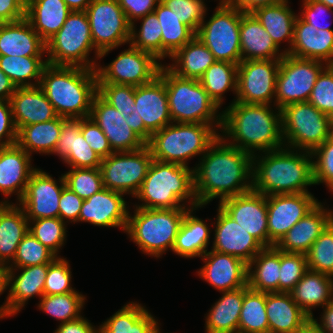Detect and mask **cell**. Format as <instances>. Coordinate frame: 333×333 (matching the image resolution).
Returning <instances> with one entry per match:
<instances>
[{
	"instance_id": "cell-1",
	"label": "cell",
	"mask_w": 333,
	"mask_h": 333,
	"mask_svg": "<svg viewBox=\"0 0 333 333\" xmlns=\"http://www.w3.org/2000/svg\"><path fill=\"white\" fill-rule=\"evenodd\" d=\"M193 168L194 193L199 206L215 198L220 202L252 190L253 155L225 142L220 136Z\"/></svg>"
},
{
	"instance_id": "cell-2",
	"label": "cell",
	"mask_w": 333,
	"mask_h": 333,
	"mask_svg": "<svg viewBox=\"0 0 333 333\" xmlns=\"http://www.w3.org/2000/svg\"><path fill=\"white\" fill-rule=\"evenodd\" d=\"M219 131L222 133L219 136L225 142L252 155L257 151L266 152L285 147L281 109L275 107L274 112L268 104L231 103L222 111Z\"/></svg>"
},
{
	"instance_id": "cell-3",
	"label": "cell",
	"mask_w": 333,
	"mask_h": 333,
	"mask_svg": "<svg viewBox=\"0 0 333 333\" xmlns=\"http://www.w3.org/2000/svg\"><path fill=\"white\" fill-rule=\"evenodd\" d=\"M261 153L253 155L254 192L265 196L310 193L308 186L315 185L311 152L283 147Z\"/></svg>"
},
{
	"instance_id": "cell-4",
	"label": "cell",
	"mask_w": 333,
	"mask_h": 333,
	"mask_svg": "<svg viewBox=\"0 0 333 333\" xmlns=\"http://www.w3.org/2000/svg\"><path fill=\"white\" fill-rule=\"evenodd\" d=\"M39 86L58 116L87 118L97 94V74L95 69L47 64Z\"/></svg>"
},
{
	"instance_id": "cell-5",
	"label": "cell",
	"mask_w": 333,
	"mask_h": 333,
	"mask_svg": "<svg viewBox=\"0 0 333 333\" xmlns=\"http://www.w3.org/2000/svg\"><path fill=\"white\" fill-rule=\"evenodd\" d=\"M134 197L142 202L140 205L135 204L138 208L174 209L199 206L194 193L193 168L153 160ZM187 202L189 207L185 206Z\"/></svg>"
},
{
	"instance_id": "cell-6",
	"label": "cell",
	"mask_w": 333,
	"mask_h": 333,
	"mask_svg": "<svg viewBox=\"0 0 333 333\" xmlns=\"http://www.w3.org/2000/svg\"><path fill=\"white\" fill-rule=\"evenodd\" d=\"M163 78L172 122L210 124L221 129L222 112L210 98L198 79L181 78L165 64L159 70Z\"/></svg>"
},
{
	"instance_id": "cell-7",
	"label": "cell",
	"mask_w": 333,
	"mask_h": 333,
	"mask_svg": "<svg viewBox=\"0 0 333 333\" xmlns=\"http://www.w3.org/2000/svg\"><path fill=\"white\" fill-rule=\"evenodd\" d=\"M219 133L210 124L172 122L153 133L146 145L153 160L188 166L187 161L202 156Z\"/></svg>"
},
{
	"instance_id": "cell-8",
	"label": "cell",
	"mask_w": 333,
	"mask_h": 333,
	"mask_svg": "<svg viewBox=\"0 0 333 333\" xmlns=\"http://www.w3.org/2000/svg\"><path fill=\"white\" fill-rule=\"evenodd\" d=\"M128 213L126 234L143 253L159 258L172 251L185 212L189 208L147 209L134 207Z\"/></svg>"
},
{
	"instance_id": "cell-9",
	"label": "cell",
	"mask_w": 333,
	"mask_h": 333,
	"mask_svg": "<svg viewBox=\"0 0 333 333\" xmlns=\"http://www.w3.org/2000/svg\"><path fill=\"white\" fill-rule=\"evenodd\" d=\"M95 50L96 59L89 60ZM47 64L95 69L100 53L95 49L85 11H72L61 29L46 42Z\"/></svg>"
},
{
	"instance_id": "cell-10",
	"label": "cell",
	"mask_w": 333,
	"mask_h": 333,
	"mask_svg": "<svg viewBox=\"0 0 333 333\" xmlns=\"http://www.w3.org/2000/svg\"><path fill=\"white\" fill-rule=\"evenodd\" d=\"M285 147L312 152L333 134V119L309 102L288 104L281 109Z\"/></svg>"
},
{
	"instance_id": "cell-11",
	"label": "cell",
	"mask_w": 333,
	"mask_h": 333,
	"mask_svg": "<svg viewBox=\"0 0 333 333\" xmlns=\"http://www.w3.org/2000/svg\"><path fill=\"white\" fill-rule=\"evenodd\" d=\"M242 12L217 6L209 20L200 24L196 37L211 51L216 61L241 62L240 22Z\"/></svg>"
},
{
	"instance_id": "cell-12",
	"label": "cell",
	"mask_w": 333,
	"mask_h": 333,
	"mask_svg": "<svg viewBox=\"0 0 333 333\" xmlns=\"http://www.w3.org/2000/svg\"><path fill=\"white\" fill-rule=\"evenodd\" d=\"M85 12L100 59L113 49L130 42L131 23L117 0H92Z\"/></svg>"
},
{
	"instance_id": "cell-13",
	"label": "cell",
	"mask_w": 333,
	"mask_h": 333,
	"mask_svg": "<svg viewBox=\"0 0 333 333\" xmlns=\"http://www.w3.org/2000/svg\"><path fill=\"white\" fill-rule=\"evenodd\" d=\"M324 65V66H323ZM325 62L285 54L280 59L276 78L274 106L282 109L288 104L307 102Z\"/></svg>"
},
{
	"instance_id": "cell-14",
	"label": "cell",
	"mask_w": 333,
	"mask_h": 333,
	"mask_svg": "<svg viewBox=\"0 0 333 333\" xmlns=\"http://www.w3.org/2000/svg\"><path fill=\"white\" fill-rule=\"evenodd\" d=\"M153 161L148 146L135 151L114 152L102 158L100 171L106 189L131 195L138 193Z\"/></svg>"
},
{
	"instance_id": "cell-15",
	"label": "cell",
	"mask_w": 333,
	"mask_h": 333,
	"mask_svg": "<svg viewBox=\"0 0 333 333\" xmlns=\"http://www.w3.org/2000/svg\"><path fill=\"white\" fill-rule=\"evenodd\" d=\"M152 54L129 48L121 52L107 66L97 65V83L141 86L151 82L159 74L162 63Z\"/></svg>"
},
{
	"instance_id": "cell-16",
	"label": "cell",
	"mask_w": 333,
	"mask_h": 333,
	"mask_svg": "<svg viewBox=\"0 0 333 333\" xmlns=\"http://www.w3.org/2000/svg\"><path fill=\"white\" fill-rule=\"evenodd\" d=\"M279 66L280 59L241 61L237 71L236 99L232 103L272 105Z\"/></svg>"
},
{
	"instance_id": "cell-17",
	"label": "cell",
	"mask_w": 333,
	"mask_h": 333,
	"mask_svg": "<svg viewBox=\"0 0 333 333\" xmlns=\"http://www.w3.org/2000/svg\"><path fill=\"white\" fill-rule=\"evenodd\" d=\"M266 200L268 247L275 246L319 203L312 193L275 194L266 196Z\"/></svg>"
},
{
	"instance_id": "cell-18",
	"label": "cell",
	"mask_w": 333,
	"mask_h": 333,
	"mask_svg": "<svg viewBox=\"0 0 333 333\" xmlns=\"http://www.w3.org/2000/svg\"><path fill=\"white\" fill-rule=\"evenodd\" d=\"M58 181L42 169L36 168L32 172L19 201L28 221L59 218V201L66 186L63 174Z\"/></svg>"
},
{
	"instance_id": "cell-19",
	"label": "cell",
	"mask_w": 333,
	"mask_h": 333,
	"mask_svg": "<svg viewBox=\"0 0 333 333\" xmlns=\"http://www.w3.org/2000/svg\"><path fill=\"white\" fill-rule=\"evenodd\" d=\"M219 206L255 238L268 248V218L266 196L251 190L219 202Z\"/></svg>"
},
{
	"instance_id": "cell-20",
	"label": "cell",
	"mask_w": 333,
	"mask_h": 333,
	"mask_svg": "<svg viewBox=\"0 0 333 333\" xmlns=\"http://www.w3.org/2000/svg\"><path fill=\"white\" fill-rule=\"evenodd\" d=\"M108 138L113 152L135 151L146 143L127 125L123 115L98 94L93 98L89 116Z\"/></svg>"
},
{
	"instance_id": "cell-21",
	"label": "cell",
	"mask_w": 333,
	"mask_h": 333,
	"mask_svg": "<svg viewBox=\"0 0 333 333\" xmlns=\"http://www.w3.org/2000/svg\"><path fill=\"white\" fill-rule=\"evenodd\" d=\"M123 195L125 194L103 188L83 200L79 222H88L100 227H119L125 233L129 206Z\"/></svg>"
},
{
	"instance_id": "cell-22",
	"label": "cell",
	"mask_w": 333,
	"mask_h": 333,
	"mask_svg": "<svg viewBox=\"0 0 333 333\" xmlns=\"http://www.w3.org/2000/svg\"><path fill=\"white\" fill-rule=\"evenodd\" d=\"M201 259L205 264L197 274L219 292L247 286L248 264L243 260L214 250L207 251Z\"/></svg>"
},
{
	"instance_id": "cell-23",
	"label": "cell",
	"mask_w": 333,
	"mask_h": 333,
	"mask_svg": "<svg viewBox=\"0 0 333 333\" xmlns=\"http://www.w3.org/2000/svg\"><path fill=\"white\" fill-rule=\"evenodd\" d=\"M211 250L237 257L249 264L264 247L219 205Z\"/></svg>"
},
{
	"instance_id": "cell-24",
	"label": "cell",
	"mask_w": 333,
	"mask_h": 333,
	"mask_svg": "<svg viewBox=\"0 0 333 333\" xmlns=\"http://www.w3.org/2000/svg\"><path fill=\"white\" fill-rule=\"evenodd\" d=\"M134 104L133 113H139L151 134L172 123L166 86L159 74L151 82L135 87Z\"/></svg>"
},
{
	"instance_id": "cell-25",
	"label": "cell",
	"mask_w": 333,
	"mask_h": 333,
	"mask_svg": "<svg viewBox=\"0 0 333 333\" xmlns=\"http://www.w3.org/2000/svg\"><path fill=\"white\" fill-rule=\"evenodd\" d=\"M332 221L333 211L319 202L283 236L275 247L285 253L306 254Z\"/></svg>"
},
{
	"instance_id": "cell-26",
	"label": "cell",
	"mask_w": 333,
	"mask_h": 333,
	"mask_svg": "<svg viewBox=\"0 0 333 333\" xmlns=\"http://www.w3.org/2000/svg\"><path fill=\"white\" fill-rule=\"evenodd\" d=\"M53 154L71 168H100L101 157L89 146L81 133V119L67 118L62 123Z\"/></svg>"
},
{
	"instance_id": "cell-27",
	"label": "cell",
	"mask_w": 333,
	"mask_h": 333,
	"mask_svg": "<svg viewBox=\"0 0 333 333\" xmlns=\"http://www.w3.org/2000/svg\"><path fill=\"white\" fill-rule=\"evenodd\" d=\"M9 102L17 131L23 126L42 123L58 117L53 105L39 85L17 87Z\"/></svg>"
},
{
	"instance_id": "cell-28",
	"label": "cell",
	"mask_w": 333,
	"mask_h": 333,
	"mask_svg": "<svg viewBox=\"0 0 333 333\" xmlns=\"http://www.w3.org/2000/svg\"><path fill=\"white\" fill-rule=\"evenodd\" d=\"M269 333H301L311 325V318L292 299L290 292L266 293Z\"/></svg>"
},
{
	"instance_id": "cell-29",
	"label": "cell",
	"mask_w": 333,
	"mask_h": 333,
	"mask_svg": "<svg viewBox=\"0 0 333 333\" xmlns=\"http://www.w3.org/2000/svg\"><path fill=\"white\" fill-rule=\"evenodd\" d=\"M31 159L17 144L0 147V192L6 198L16 193L19 202L23 197L30 175L36 169Z\"/></svg>"
},
{
	"instance_id": "cell-30",
	"label": "cell",
	"mask_w": 333,
	"mask_h": 333,
	"mask_svg": "<svg viewBox=\"0 0 333 333\" xmlns=\"http://www.w3.org/2000/svg\"><path fill=\"white\" fill-rule=\"evenodd\" d=\"M49 263L8 269V302L16 315L32 297L44 295ZM16 271H21L18 275ZM17 275V276H16Z\"/></svg>"
},
{
	"instance_id": "cell-31",
	"label": "cell",
	"mask_w": 333,
	"mask_h": 333,
	"mask_svg": "<svg viewBox=\"0 0 333 333\" xmlns=\"http://www.w3.org/2000/svg\"><path fill=\"white\" fill-rule=\"evenodd\" d=\"M240 47L241 61L281 59L286 54L284 51H280L252 13L242 12Z\"/></svg>"
},
{
	"instance_id": "cell-32",
	"label": "cell",
	"mask_w": 333,
	"mask_h": 333,
	"mask_svg": "<svg viewBox=\"0 0 333 333\" xmlns=\"http://www.w3.org/2000/svg\"><path fill=\"white\" fill-rule=\"evenodd\" d=\"M45 53L46 43L26 18L0 23V55L43 56Z\"/></svg>"
},
{
	"instance_id": "cell-33",
	"label": "cell",
	"mask_w": 333,
	"mask_h": 333,
	"mask_svg": "<svg viewBox=\"0 0 333 333\" xmlns=\"http://www.w3.org/2000/svg\"><path fill=\"white\" fill-rule=\"evenodd\" d=\"M29 232V221L23 208L5 199L0 201V265L8 266L17 247Z\"/></svg>"
},
{
	"instance_id": "cell-34",
	"label": "cell",
	"mask_w": 333,
	"mask_h": 333,
	"mask_svg": "<svg viewBox=\"0 0 333 333\" xmlns=\"http://www.w3.org/2000/svg\"><path fill=\"white\" fill-rule=\"evenodd\" d=\"M71 12L64 0H26L25 18L45 43L61 29Z\"/></svg>"
},
{
	"instance_id": "cell-35",
	"label": "cell",
	"mask_w": 333,
	"mask_h": 333,
	"mask_svg": "<svg viewBox=\"0 0 333 333\" xmlns=\"http://www.w3.org/2000/svg\"><path fill=\"white\" fill-rule=\"evenodd\" d=\"M292 299L312 319V309L324 307L333 301V277L307 270L290 291Z\"/></svg>"
},
{
	"instance_id": "cell-36",
	"label": "cell",
	"mask_w": 333,
	"mask_h": 333,
	"mask_svg": "<svg viewBox=\"0 0 333 333\" xmlns=\"http://www.w3.org/2000/svg\"><path fill=\"white\" fill-rule=\"evenodd\" d=\"M158 320L142 304L129 302L98 328V333H157Z\"/></svg>"
},
{
	"instance_id": "cell-37",
	"label": "cell",
	"mask_w": 333,
	"mask_h": 333,
	"mask_svg": "<svg viewBox=\"0 0 333 333\" xmlns=\"http://www.w3.org/2000/svg\"><path fill=\"white\" fill-rule=\"evenodd\" d=\"M202 206L189 208L177 234L172 251L184 258H195L205 254L210 244V229L205 220L193 215Z\"/></svg>"
},
{
	"instance_id": "cell-38",
	"label": "cell",
	"mask_w": 333,
	"mask_h": 333,
	"mask_svg": "<svg viewBox=\"0 0 333 333\" xmlns=\"http://www.w3.org/2000/svg\"><path fill=\"white\" fill-rule=\"evenodd\" d=\"M222 297L210 308L205 316L206 333H238V324L244 287L220 292Z\"/></svg>"
},
{
	"instance_id": "cell-39",
	"label": "cell",
	"mask_w": 333,
	"mask_h": 333,
	"mask_svg": "<svg viewBox=\"0 0 333 333\" xmlns=\"http://www.w3.org/2000/svg\"><path fill=\"white\" fill-rule=\"evenodd\" d=\"M288 1L282 0L275 5L260 7L252 12L278 47L283 41H287L289 45L283 50L285 53L291 48L297 18Z\"/></svg>"
},
{
	"instance_id": "cell-40",
	"label": "cell",
	"mask_w": 333,
	"mask_h": 333,
	"mask_svg": "<svg viewBox=\"0 0 333 333\" xmlns=\"http://www.w3.org/2000/svg\"><path fill=\"white\" fill-rule=\"evenodd\" d=\"M166 67L181 78L198 79L216 60L211 51L195 36L171 57ZM174 61V62H173Z\"/></svg>"
},
{
	"instance_id": "cell-41",
	"label": "cell",
	"mask_w": 333,
	"mask_h": 333,
	"mask_svg": "<svg viewBox=\"0 0 333 333\" xmlns=\"http://www.w3.org/2000/svg\"><path fill=\"white\" fill-rule=\"evenodd\" d=\"M253 268V269H252ZM280 250L263 248L248 264L247 285L257 292H278Z\"/></svg>"
},
{
	"instance_id": "cell-42",
	"label": "cell",
	"mask_w": 333,
	"mask_h": 333,
	"mask_svg": "<svg viewBox=\"0 0 333 333\" xmlns=\"http://www.w3.org/2000/svg\"><path fill=\"white\" fill-rule=\"evenodd\" d=\"M66 119L58 116L53 120L23 126L17 131L16 144L31 157L32 152L53 154L59 140L62 123Z\"/></svg>"
},
{
	"instance_id": "cell-43",
	"label": "cell",
	"mask_w": 333,
	"mask_h": 333,
	"mask_svg": "<svg viewBox=\"0 0 333 333\" xmlns=\"http://www.w3.org/2000/svg\"><path fill=\"white\" fill-rule=\"evenodd\" d=\"M162 28V60L170 58L178 49L191 41L196 33L161 1L154 10Z\"/></svg>"
},
{
	"instance_id": "cell-44",
	"label": "cell",
	"mask_w": 333,
	"mask_h": 333,
	"mask_svg": "<svg viewBox=\"0 0 333 333\" xmlns=\"http://www.w3.org/2000/svg\"><path fill=\"white\" fill-rule=\"evenodd\" d=\"M43 56L0 55V69L16 87L37 86L40 84L47 60ZM35 81H31V80Z\"/></svg>"
},
{
	"instance_id": "cell-45",
	"label": "cell",
	"mask_w": 333,
	"mask_h": 333,
	"mask_svg": "<svg viewBox=\"0 0 333 333\" xmlns=\"http://www.w3.org/2000/svg\"><path fill=\"white\" fill-rule=\"evenodd\" d=\"M238 65L226 61H215L199 78L200 84L210 98L220 108L224 101V94L229 89L237 92Z\"/></svg>"
},
{
	"instance_id": "cell-46",
	"label": "cell",
	"mask_w": 333,
	"mask_h": 333,
	"mask_svg": "<svg viewBox=\"0 0 333 333\" xmlns=\"http://www.w3.org/2000/svg\"><path fill=\"white\" fill-rule=\"evenodd\" d=\"M238 333H269L266 314V292L244 286V300L240 312Z\"/></svg>"
},
{
	"instance_id": "cell-47",
	"label": "cell",
	"mask_w": 333,
	"mask_h": 333,
	"mask_svg": "<svg viewBox=\"0 0 333 333\" xmlns=\"http://www.w3.org/2000/svg\"><path fill=\"white\" fill-rule=\"evenodd\" d=\"M39 301L38 309L61 321L60 324L76 320L81 316L86 297L78 291L43 295Z\"/></svg>"
},
{
	"instance_id": "cell-48",
	"label": "cell",
	"mask_w": 333,
	"mask_h": 333,
	"mask_svg": "<svg viewBox=\"0 0 333 333\" xmlns=\"http://www.w3.org/2000/svg\"><path fill=\"white\" fill-rule=\"evenodd\" d=\"M141 26L137 31L135 22L131 24L129 44L139 50L152 54L162 60V28L154 12L141 17Z\"/></svg>"
},
{
	"instance_id": "cell-49",
	"label": "cell",
	"mask_w": 333,
	"mask_h": 333,
	"mask_svg": "<svg viewBox=\"0 0 333 333\" xmlns=\"http://www.w3.org/2000/svg\"><path fill=\"white\" fill-rule=\"evenodd\" d=\"M66 222L60 218H42L29 221V232L57 257L66 242ZM33 225V226H31Z\"/></svg>"
},
{
	"instance_id": "cell-50",
	"label": "cell",
	"mask_w": 333,
	"mask_h": 333,
	"mask_svg": "<svg viewBox=\"0 0 333 333\" xmlns=\"http://www.w3.org/2000/svg\"><path fill=\"white\" fill-rule=\"evenodd\" d=\"M308 269L333 277V221L306 253Z\"/></svg>"
},
{
	"instance_id": "cell-51",
	"label": "cell",
	"mask_w": 333,
	"mask_h": 333,
	"mask_svg": "<svg viewBox=\"0 0 333 333\" xmlns=\"http://www.w3.org/2000/svg\"><path fill=\"white\" fill-rule=\"evenodd\" d=\"M57 256L28 232L17 247L16 255L7 268H22L51 263Z\"/></svg>"
},
{
	"instance_id": "cell-52",
	"label": "cell",
	"mask_w": 333,
	"mask_h": 333,
	"mask_svg": "<svg viewBox=\"0 0 333 333\" xmlns=\"http://www.w3.org/2000/svg\"><path fill=\"white\" fill-rule=\"evenodd\" d=\"M70 169L63 174L65 185L83 200L104 188L100 168Z\"/></svg>"
},
{
	"instance_id": "cell-53",
	"label": "cell",
	"mask_w": 333,
	"mask_h": 333,
	"mask_svg": "<svg viewBox=\"0 0 333 333\" xmlns=\"http://www.w3.org/2000/svg\"><path fill=\"white\" fill-rule=\"evenodd\" d=\"M97 94L117 109L124 118L136 110L134 104L135 86L112 83H97Z\"/></svg>"
},
{
	"instance_id": "cell-54",
	"label": "cell",
	"mask_w": 333,
	"mask_h": 333,
	"mask_svg": "<svg viewBox=\"0 0 333 333\" xmlns=\"http://www.w3.org/2000/svg\"><path fill=\"white\" fill-rule=\"evenodd\" d=\"M308 270L306 254L280 251L278 292H290Z\"/></svg>"
},
{
	"instance_id": "cell-55",
	"label": "cell",
	"mask_w": 333,
	"mask_h": 333,
	"mask_svg": "<svg viewBox=\"0 0 333 333\" xmlns=\"http://www.w3.org/2000/svg\"><path fill=\"white\" fill-rule=\"evenodd\" d=\"M72 272L66 258L56 257L48 266L44 284V295H57L75 292L72 288Z\"/></svg>"
},
{
	"instance_id": "cell-56",
	"label": "cell",
	"mask_w": 333,
	"mask_h": 333,
	"mask_svg": "<svg viewBox=\"0 0 333 333\" xmlns=\"http://www.w3.org/2000/svg\"><path fill=\"white\" fill-rule=\"evenodd\" d=\"M307 102L333 119V65H327L318 75Z\"/></svg>"
},
{
	"instance_id": "cell-57",
	"label": "cell",
	"mask_w": 333,
	"mask_h": 333,
	"mask_svg": "<svg viewBox=\"0 0 333 333\" xmlns=\"http://www.w3.org/2000/svg\"><path fill=\"white\" fill-rule=\"evenodd\" d=\"M311 154L315 185L324 183L333 192V134Z\"/></svg>"
},
{
	"instance_id": "cell-58",
	"label": "cell",
	"mask_w": 333,
	"mask_h": 333,
	"mask_svg": "<svg viewBox=\"0 0 333 333\" xmlns=\"http://www.w3.org/2000/svg\"><path fill=\"white\" fill-rule=\"evenodd\" d=\"M161 2L195 33L198 32L208 11L202 0H161Z\"/></svg>"
},
{
	"instance_id": "cell-59",
	"label": "cell",
	"mask_w": 333,
	"mask_h": 333,
	"mask_svg": "<svg viewBox=\"0 0 333 333\" xmlns=\"http://www.w3.org/2000/svg\"><path fill=\"white\" fill-rule=\"evenodd\" d=\"M317 31L297 14L294 25V38L287 54L298 58L312 59L313 41Z\"/></svg>"
},
{
	"instance_id": "cell-60",
	"label": "cell",
	"mask_w": 333,
	"mask_h": 333,
	"mask_svg": "<svg viewBox=\"0 0 333 333\" xmlns=\"http://www.w3.org/2000/svg\"><path fill=\"white\" fill-rule=\"evenodd\" d=\"M81 133L89 146L102 158L112 153L108 138L100 127L90 118H81Z\"/></svg>"
},
{
	"instance_id": "cell-61",
	"label": "cell",
	"mask_w": 333,
	"mask_h": 333,
	"mask_svg": "<svg viewBox=\"0 0 333 333\" xmlns=\"http://www.w3.org/2000/svg\"><path fill=\"white\" fill-rule=\"evenodd\" d=\"M303 2V10L299 14V16L308 24L313 26L314 29L317 30H333L330 28L328 21L325 20V23H321V18L326 16V14H333V9L326 6L325 4L317 1V0H302Z\"/></svg>"
},
{
	"instance_id": "cell-62",
	"label": "cell",
	"mask_w": 333,
	"mask_h": 333,
	"mask_svg": "<svg viewBox=\"0 0 333 333\" xmlns=\"http://www.w3.org/2000/svg\"><path fill=\"white\" fill-rule=\"evenodd\" d=\"M82 205L83 199L65 186L59 201V218L63 222H79V215Z\"/></svg>"
},
{
	"instance_id": "cell-63",
	"label": "cell",
	"mask_w": 333,
	"mask_h": 333,
	"mask_svg": "<svg viewBox=\"0 0 333 333\" xmlns=\"http://www.w3.org/2000/svg\"><path fill=\"white\" fill-rule=\"evenodd\" d=\"M16 141L17 128L13 120L10 102L0 100V147L14 145Z\"/></svg>"
},
{
	"instance_id": "cell-64",
	"label": "cell",
	"mask_w": 333,
	"mask_h": 333,
	"mask_svg": "<svg viewBox=\"0 0 333 333\" xmlns=\"http://www.w3.org/2000/svg\"><path fill=\"white\" fill-rule=\"evenodd\" d=\"M312 59L333 65V30H318L314 36Z\"/></svg>"
},
{
	"instance_id": "cell-65",
	"label": "cell",
	"mask_w": 333,
	"mask_h": 333,
	"mask_svg": "<svg viewBox=\"0 0 333 333\" xmlns=\"http://www.w3.org/2000/svg\"><path fill=\"white\" fill-rule=\"evenodd\" d=\"M127 20L132 24L137 19L154 12L161 0H117Z\"/></svg>"
},
{
	"instance_id": "cell-66",
	"label": "cell",
	"mask_w": 333,
	"mask_h": 333,
	"mask_svg": "<svg viewBox=\"0 0 333 333\" xmlns=\"http://www.w3.org/2000/svg\"><path fill=\"white\" fill-rule=\"evenodd\" d=\"M26 16V0H0V23L15 22Z\"/></svg>"
},
{
	"instance_id": "cell-67",
	"label": "cell",
	"mask_w": 333,
	"mask_h": 333,
	"mask_svg": "<svg viewBox=\"0 0 333 333\" xmlns=\"http://www.w3.org/2000/svg\"><path fill=\"white\" fill-rule=\"evenodd\" d=\"M53 333H98V328L82 316L76 320L59 324Z\"/></svg>"
},
{
	"instance_id": "cell-68",
	"label": "cell",
	"mask_w": 333,
	"mask_h": 333,
	"mask_svg": "<svg viewBox=\"0 0 333 333\" xmlns=\"http://www.w3.org/2000/svg\"><path fill=\"white\" fill-rule=\"evenodd\" d=\"M280 1L282 0H228L227 7L244 13H252L257 8L275 5Z\"/></svg>"
},
{
	"instance_id": "cell-69",
	"label": "cell",
	"mask_w": 333,
	"mask_h": 333,
	"mask_svg": "<svg viewBox=\"0 0 333 333\" xmlns=\"http://www.w3.org/2000/svg\"><path fill=\"white\" fill-rule=\"evenodd\" d=\"M320 322L313 317L311 325L320 333H333V301L323 307Z\"/></svg>"
},
{
	"instance_id": "cell-70",
	"label": "cell",
	"mask_w": 333,
	"mask_h": 333,
	"mask_svg": "<svg viewBox=\"0 0 333 333\" xmlns=\"http://www.w3.org/2000/svg\"><path fill=\"white\" fill-rule=\"evenodd\" d=\"M125 120L127 125L147 144L152 134L145 128L139 113H131Z\"/></svg>"
},
{
	"instance_id": "cell-71",
	"label": "cell",
	"mask_w": 333,
	"mask_h": 333,
	"mask_svg": "<svg viewBox=\"0 0 333 333\" xmlns=\"http://www.w3.org/2000/svg\"><path fill=\"white\" fill-rule=\"evenodd\" d=\"M8 289V269L7 266L0 265V295H2ZM15 314L11 311L8 302V297H6L3 305L0 306V318L11 317Z\"/></svg>"
},
{
	"instance_id": "cell-72",
	"label": "cell",
	"mask_w": 333,
	"mask_h": 333,
	"mask_svg": "<svg viewBox=\"0 0 333 333\" xmlns=\"http://www.w3.org/2000/svg\"><path fill=\"white\" fill-rule=\"evenodd\" d=\"M16 88L11 79L0 69V100L9 101Z\"/></svg>"
},
{
	"instance_id": "cell-73",
	"label": "cell",
	"mask_w": 333,
	"mask_h": 333,
	"mask_svg": "<svg viewBox=\"0 0 333 333\" xmlns=\"http://www.w3.org/2000/svg\"><path fill=\"white\" fill-rule=\"evenodd\" d=\"M92 0H64L71 11H86Z\"/></svg>"
},
{
	"instance_id": "cell-74",
	"label": "cell",
	"mask_w": 333,
	"mask_h": 333,
	"mask_svg": "<svg viewBox=\"0 0 333 333\" xmlns=\"http://www.w3.org/2000/svg\"><path fill=\"white\" fill-rule=\"evenodd\" d=\"M323 4H325L326 6L330 7L331 9H333V0H317Z\"/></svg>"
},
{
	"instance_id": "cell-75",
	"label": "cell",
	"mask_w": 333,
	"mask_h": 333,
	"mask_svg": "<svg viewBox=\"0 0 333 333\" xmlns=\"http://www.w3.org/2000/svg\"><path fill=\"white\" fill-rule=\"evenodd\" d=\"M301 333H320L312 325H310L305 331Z\"/></svg>"
},
{
	"instance_id": "cell-76",
	"label": "cell",
	"mask_w": 333,
	"mask_h": 333,
	"mask_svg": "<svg viewBox=\"0 0 333 333\" xmlns=\"http://www.w3.org/2000/svg\"><path fill=\"white\" fill-rule=\"evenodd\" d=\"M204 2V0H202ZM218 6H227L228 5V0H219Z\"/></svg>"
}]
</instances>
